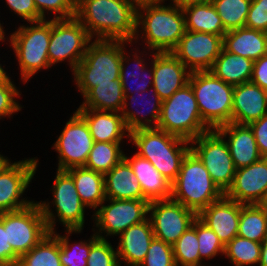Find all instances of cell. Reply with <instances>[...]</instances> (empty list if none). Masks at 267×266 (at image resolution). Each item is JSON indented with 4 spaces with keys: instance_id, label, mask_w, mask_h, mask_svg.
Instances as JSON below:
<instances>
[{
    "instance_id": "6da1fadb",
    "label": "cell",
    "mask_w": 267,
    "mask_h": 266,
    "mask_svg": "<svg viewBox=\"0 0 267 266\" xmlns=\"http://www.w3.org/2000/svg\"><path fill=\"white\" fill-rule=\"evenodd\" d=\"M135 0H80L76 18L90 37L97 40H123L132 44L137 34Z\"/></svg>"
},
{
    "instance_id": "7a4b0ae2",
    "label": "cell",
    "mask_w": 267,
    "mask_h": 266,
    "mask_svg": "<svg viewBox=\"0 0 267 266\" xmlns=\"http://www.w3.org/2000/svg\"><path fill=\"white\" fill-rule=\"evenodd\" d=\"M161 3L143 1L137 5V36L134 39H138V28L142 26V38L145 36L146 45L153 52L156 50V53L172 52L186 31L183 9L174 5L172 7L171 3L168 6Z\"/></svg>"
},
{
    "instance_id": "3957f363",
    "label": "cell",
    "mask_w": 267,
    "mask_h": 266,
    "mask_svg": "<svg viewBox=\"0 0 267 266\" xmlns=\"http://www.w3.org/2000/svg\"><path fill=\"white\" fill-rule=\"evenodd\" d=\"M129 138L139 149L137 154L149 160L171 183L177 178L182 161L191 150L189 141L159 128L137 129L129 133Z\"/></svg>"
},
{
    "instance_id": "277c9868",
    "label": "cell",
    "mask_w": 267,
    "mask_h": 266,
    "mask_svg": "<svg viewBox=\"0 0 267 266\" xmlns=\"http://www.w3.org/2000/svg\"><path fill=\"white\" fill-rule=\"evenodd\" d=\"M125 43L127 41L97 39L89 43L83 59L73 73L83 97L93 87L119 79Z\"/></svg>"
},
{
    "instance_id": "5b68a950",
    "label": "cell",
    "mask_w": 267,
    "mask_h": 266,
    "mask_svg": "<svg viewBox=\"0 0 267 266\" xmlns=\"http://www.w3.org/2000/svg\"><path fill=\"white\" fill-rule=\"evenodd\" d=\"M49 204L33 202L25 208L4 213L7 242L19 256L29 252L46 235L54 232L56 219Z\"/></svg>"
},
{
    "instance_id": "8992f818",
    "label": "cell",
    "mask_w": 267,
    "mask_h": 266,
    "mask_svg": "<svg viewBox=\"0 0 267 266\" xmlns=\"http://www.w3.org/2000/svg\"><path fill=\"white\" fill-rule=\"evenodd\" d=\"M224 193L213 182L198 156L190 150L171 185V198L197 215Z\"/></svg>"
},
{
    "instance_id": "52a82bcc",
    "label": "cell",
    "mask_w": 267,
    "mask_h": 266,
    "mask_svg": "<svg viewBox=\"0 0 267 266\" xmlns=\"http://www.w3.org/2000/svg\"><path fill=\"white\" fill-rule=\"evenodd\" d=\"M188 84L201 119L210 130L232 122L233 85L225 83L211 71L191 72Z\"/></svg>"
},
{
    "instance_id": "ba28073f",
    "label": "cell",
    "mask_w": 267,
    "mask_h": 266,
    "mask_svg": "<svg viewBox=\"0 0 267 266\" xmlns=\"http://www.w3.org/2000/svg\"><path fill=\"white\" fill-rule=\"evenodd\" d=\"M157 128L191 142L210 129L203 123L189 84L162 101Z\"/></svg>"
},
{
    "instance_id": "9c48e42d",
    "label": "cell",
    "mask_w": 267,
    "mask_h": 266,
    "mask_svg": "<svg viewBox=\"0 0 267 266\" xmlns=\"http://www.w3.org/2000/svg\"><path fill=\"white\" fill-rule=\"evenodd\" d=\"M30 24L33 26H20L9 38L24 82H27L40 69L50 68L48 46L51 20L45 19Z\"/></svg>"
},
{
    "instance_id": "30bf717a",
    "label": "cell",
    "mask_w": 267,
    "mask_h": 266,
    "mask_svg": "<svg viewBox=\"0 0 267 266\" xmlns=\"http://www.w3.org/2000/svg\"><path fill=\"white\" fill-rule=\"evenodd\" d=\"M92 38L82 23L76 18L51 19V36L48 57L51 65L67 60L75 71L83 59Z\"/></svg>"
},
{
    "instance_id": "8fae6325",
    "label": "cell",
    "mask_w": 267,
    "mask_h": 266,
    "mask_svg": "<svg viewBox=\"0 0 267 266\" xmlns=\"http://www.w3.org/2000/svg\"><path fill=\"white\" fill-rule=\"evenodd\" d=\"M191 144V150L202 161L213 182L225 193L236 172L225 138L216 130H210L193 139Z\"/></svg>"
},
{
    "instance_id": "7c38bea8",
    "label": "cell",
    "mask_w": 267,
    "mask_h": 266,
    "mask_svg": "<svg viewBox=\"0 0 267 266\" xmlns=\"http://www.w3.org/2000/svg\"><path fill=\"white\" fill-rule=\"evenodd\" d=\"M109 201L106 206L102 202L100 208L94 213L95 225L99 228L95 234L102 239L105 236L100 234L101 231L107 235H120L130 226L139 224L148 217L149 202L144 199H105Z\"/></svg>"
},
{
    "instance_id": "4fadbf2b",
    "label": "cell",
    "mask_w": 267,
    "mask_h": 266,
    "mask_svg": "<svg viewBox=\"0 0 267 266\" xmlns=\"http://www.w3.org/2000/svg\"><path fill=\"white\" fill-rule=\"evenodd\" d=\"M94 140L86 121L74 112L53 148L58 152V170L84 167Z\"/></svg>"
},
{
    "instance_id": "5bb4252c",
    "label": "cell",
    "mask_w": 267,
    "mask_h": 266,
    "mask_svg": "<svg viewBox=\"0 0 267 266\" xmlns=\"http://www.w3.org/2000/svg\"><path fill=\"white\" fill-rule=\"evenodd\" d=\"M222 48V36L186 30L172 53L191 72L210 71Z\"/></svg>"
},
{
    "instance_id": "9a60e30c",
    "label": "cell",
    "mask_w": 267,
    "mask_h": 266,
    "mask_svg": "<svg viewBox=\"0 0 267 266\" xmlns=\"http://www.w3.org/2000/svg\"><path fill=\"white\" fill-rule=\"evenodd\" d=\"M38 159L11 163L6 159L0 165V214L27 207L33 201L19 200L37 169Z\"/></svg>"
},
{
    "instance_id": "2e32d148",
    "label": "cell",
    "mask_w": 267,
    "mask_h": 266,
    "mask_svg": "<svg viewBox=\"0 0 267 266\" xmlns=\"http://www.w3.org/2000/svg\"><path fill=\"white\" fill-rule=\"evenodd\" d=\"M148 213L155 238L173 245L192 225L197 214L170 199L149 202Z\"/></svg>"
},
{
    "instance_id": "e0dca14e",
    "label": "cell",
    "mask_w": 267,
    "mask_h": 266,
    "mask_svg": "<svg viewBox=\"0 0 267 266\" xmlns=\"http://www.w3.org/2000/svg\"><path fill=\"white\" fill-rule=\"evenodd\" d=\"M224 195L241 204H264L267 200V158L236 169L232 185Z\"/></svg>"
},
{
    "instance_id": "ac0fdd59",
    "label": "cell",
    "mask_w": 267,
    "mask_h": 266,
    "mask_svg": "<svg viewBox=\"0 0 267 266\" xmlns=\"http://www.w3.org/2000/svg\"><path fill=\"white\" fill-rule=\"evenodd\" d=\"M57 217L66 230H83L85 205L82 203L72 176L58 170L52 187Z\"/></svg>"
},
{
    "instance_id": "d6986e66",
    "label": "cell",
    "mask_w": 267,
    "mask_h": 266,
    "mask_svg": "<svg viewBox=\"0 0 267 266\" xmlns=\"http://www.w3.org/2000/svg\"><path fill=\"white\" fill-rule=\"evenodd\" d=\"M153 54V92L165 100L189 83L191 71L172 52Z\"/></svg>"
},
{
    "instance_id": "ffe728a7",
    "label": "cell",
    "mask_w": 267,
    "mask_h": 266,
    "mask_svg": "<svg viewBox=\"0 0 267 266\" xmlns=\"http://www.w3.org/2000/svg\"><path fill=\"white\" fill-rule=\"evenodd\" d=\"M241 203L225 195L203 209L197 217L211 228L225 246L238 233Z\"/></svg>"
},
{
    "instance_id": "44dd1931",
    "label": "cell",
    "mask_w": 267,
    "mask_h": 266,
    "mask_svg": "<svg viewBox=\"0 0 267 266\" xmlns=\"http://www.w3.org/2000/svg\"><path fill=\"white\" fill-rule=\"evenodd\" d=\"M266 114V90L251 81L234 86L232 123L249 125Z\"/></svg>"
},
{
    "instance_id": "7402d4cb",
    "label": "cell",
    "mask_w": 267,
    "mask_h": 266,
    "mask_svg": "<svg viewBox=\"0 0 267 266\" xmlns=\"http://www.w3.org/2000/svg\"><path fill=\"white\" fill-rule=\"evenodd\" d=\"M227 142L236 169L247 167L262 158L249 125L228 123L216 129Z\"/></svg>"
},
{
    "instance_id": "603a6c76",
    "label": "cell",
    "mask_w": 267,
    "mask_h": 266,
    "mask_svg": "<svg viewBox=\"0 0 267 266\" xmlns=\"http://www.w3.org/2000/svg\"><path fill=\"white\" fill-rule=\"evenodd\" d=\"M154 237L149 218L123 231L117 246L119 263L123 260L129 266H140Z\"/></svg>"
},
{
    "instance_id": "cb8c5ba5",
    "label": "cell",
    "mask_w": 267,
    "mask_h": 266,
    "mask_svg": "<svg viewBox=\"0 0 267 266\" xmlns=\"http://www.w3.org/2000/svg\"><path fill=\"white\" fill-rule=\"evenodd\" d=\"M76 112L86 121L94 142H121L126 132L121 113L95 109H77Z\"/></svg>"
},
{
    "instance_id": "d4e9b609",
    "label": "cell",
    "mask_w": 267,
    "mask_h": 266,
    "mask_svg": "<svg viewBox=\"0 0 267 266\" xmlns=\"http://www.w3.org/2000/svg\"><path fill=\"white\" fill-rule=\"evenodd\" d=\"M124 159L129 163L132 171L138 178L144 200L152 202L171 198L172 183L149 160L141 157L137 153L132 158L124 154Z\"/></svg>"
},
{
    "instance_id": "484cf974",
    "label": "cell",
    "mask_w": 267,
    "mask_h": 266,
    "mask_svg": "<svg viewBox=\"0 0 267 266\" xmlns=\"http://www.w3.org/2000/svg\"><path fill=\"white\" fill-rule=\"evenodd\" d=\"M223 48L256 61L267 54V33L247 27L227 31L223 36Z\"/></svg>"
},
{
    "instance_id": "4316f807",
    "label": "cell",
    "mask_w": 267,
    "mask_h": 266,
    "mask_svg": "<svg viewBox=\"0 0 267 266\" xmlns=\"http://www.w3.org/2000/svg\"><path fill=\"white\" fill-rule=\"evenodd\" d=\"M104 184L106 199H144L138 178L124 158L104 174Z\"/></svg>"
},
{
    "instance_id": "83f0119b",
    "label": "cell",
    "mask_w": 267,
    "mask_h": 266,
    "mask_svg": "<svg viewBox=\"0 0 267 266\" xmlns=\"http://www.w3.org/2000/svg\"><path fill=\"white\" fill-rule=\"evenodd\" d=\"M253 66V60L222 48L210 71L225 83L235 86L251 80Z\"/></svg>"
},
{
    "instance_id": "f1b7e54d",
    "label": "cell",
    "mask_w": 267,
    "mask_h": 266,
    "mask_svg": "<svg viewBox=\"0 0 267 266\" xmlns=\"http://www.w3.org/2000/svg\"><path fill=\"white\" fill-rule=\"evenodd\" d=\"M66 171L72 176L79 197L86 207L97 209L105 202L104 174L85 167H73Z\"/></svg>"
},
{
    "instance_id": "f546056e",
    "label": "cell",
    "mask_w": 267,
    "mask_h": 266,
    "mask_svg": "<svg viewBox=\"0 0 267 266\" xmlns=\"http://www.w3.org/2000/svg\"><path fill=\"white\" fill-rule=\"evenodd\" d=\"M183 12L185 15L186 30L188 31L211 33L222 37L227 32L210 0L204 3L186 6L183 8Z\"/></svg>"
},
{
    "instance_id": "4dcf8cb0",
    "label": "cell",
    "mask_w": 267,
    "mask_h": 266,
    "mask_svg": "<svg viewBox=\"0 0 267 266\" xmlns=\"http://www.w3.org/2000/svg\"><path fill=\"white\" fill-rule=\"evenodd\" d=\"M124 91L120 79L113 83L99 84L93 87L83 98L77 109H95L109 112H121L124 104Z\"/></svg>"
},
{
    "instance_id": "1f68e13d",
    "label": "cell",
    "mask_w": 267,
    "mask_h": 266,
    "mask_svg": "<svg viewBox=\"0 0 267 266\" xmlns=\"http://www.w3.org/2000/svg\"><path fill=\"white\" fill-rule=\"evenodd\" d=\"M237 236L262 243L267 236V207L241 204Z\"/></svg>"
},
{
    "instance_id": "d6a6232c",
    "label": "cell",
    "mask_w": 267,
    "mask_h": 266,
    "mask_svg": "<svg viewBox=\"0 0 267 266\" xmlns=\"http://www.w3.org/2000/svg\"><path fill=\"white\" fill-rule=\"evenodd\" d=\"M55 233L50 232L29 252L20 256L16 266H62L60 240Z\"/></svg>"
},
{
    "instance_id": "836d02e7",
    "label": "cell",
    "mask_w": 267,
    "mask_h": 266,
    "mask_svg": "<svg viewBox=\"0 0 267 266\" xmlns=\"http://www.w3.org/2000/svg\"><path fill=\"white\" fill-rule=\"evenodd\" d=\"M138 93L140 94V92H137V94ZM134 94L136 95V92H134ZM152 95L154 98V102H152L153 98H151V101H150L151 103H149V104L151 105L152 108L146 114L145 113L142 114V111L139 112V110L137 112H134V111L131 112L128 108V105H129L127 103L128 98H130L129 100L132 101V104L135 102L138 103V100L135 96H133V94L125 95L124 104H123V107H122V110L120 113L123 116V119L125 121L127 130L129 131V133L134 131V130H137V129L157 128L163 100L158 96V94L155 91H154V93H152ZM140 96H139V98H140ZM141 99H144V98H141ZM132 104L130 103V105H132ZM149 104H148V106H149ZM131 107L133 108V106H131ZM126 108H128V109H126ZM143 115H150L151 119H149L148 117L146 118V116L144 117Z\"/></svg>"
},
{
    "instance_id": "e575fe53",
    "label": "cell",
    "mask_w": 267,
    "mask_h": 266,
    "mask_svg": "<svg viewBox=\"0 0 267 266\" xmlns=\"http://www.w3.org/2000/svg\"><path fill=\"white\" fill-rule=\"evenodd\" d=\"M121 142H94L89 152L85 168L106 174L124 158Z\"/></svg>"
},
{
    "instance_id": "d590c367",
    "label": "cell",
    "mask_w": 267,
    "mask_h": 266,
    "mask_svg": "<svg viewBox=\"0 0 267 266\" xmlns=\"http://www.w3.org/2000/svg\"><path fill=\"white\" fill-rule=\"evenodd\" d=\"M176 266H204L199 255L196 219L192 225L172 245Z\"/></svg>"
},
{
    "instance_id": "8d00e7d4",
    "label": "cell",
    "mask_w": 267,
    "mask_h": 266,
    "mask_svg": "<svg viewBox=\"0 0 267 266\" xmlns=\"http://www.w3.org/2000/svg\"><path fill=\"white\" fill-rule=\"evenodd\" d=\"M226 31L245 27L252 0H210Z\"/></svg>"
},
{
    "instance_id": "74e56055",
    "label": "cell",
    "mask_w": 267,
    "mask_h": 266,
    "mask_svg": "<svg viewBox=\"0 0 267 266\" xmlns=\"http://www.w3.org/2000/svg\"><path fill=\"white\" fill-rule=\"evenodd\" d=\"M224 254L235 266L258 264L261 243L235 236L224 246Z\"/></svg>"
},
{
    "instance_id": "f35d334b",
    "label": "cell",
    "mask_w": 267,
    "mask_h": 266,
    "mask_svg": "<svg viewBox=\"0 0 267 266\" xmlns=\"http://www.w3.org/2000/svg\"><path fill=\"white\" fill-rule=\"evenodd\" d=\"M66 235L55 234L60 240V261L62 266H87V258L91 248V239L89 242L69 244V235L73 232L80 233L81 230H67Z\"/></svg>"
},
{
    "instance_id": "ab89813d",
    "label": "cell",
    "mask_w": 267,
    "mask_h": 266,
    "mask_svg": "<svg viewBox=\"0 0 267 266\" xmlns=\"http://www.w3.org/2000/svg\"><path fill=\"white\" fill-rule=\"evenodd\" d=\"M87 266H121V263L111 243L93 234Z\"/></svg>"
},
{
    "instance_id": "60d3db41",
    "label": "cell",
    "mask_w": 267,
    "mask_h": 266,
    "mask_svg": "<svg viewBox=\"0 0 267 266\" xmlns=\"http://www.w3.org/2000/svg\"><path fill=\"white\" fill-rule=\"evenodd\" d=\"M196 232L201 260L203 258L212 259L218 253H222L224 255V245L219 240L218 236L198 217L196 218Z\"/></svg>"
},
{
    "instance_id": "b9f144b4",
    "label": "cell",
    "mask_w": 267,
    "mask_h": 266,
    "mask_svg": "<svg viewBox=\"0 0 267 266\" xmlns=\"http://www.w3.org/2000/svg\"><path fill=\"white\" fill-rule=\"evenodd\" d=\"M125 51H123V53H122V60H121V69H120V76H119V79H120V81H121V84H122V87H123V91H124V95H129V93H130V91L132 90L131 89V86L130 87H128V80H130L129 78L130 77H132V78H136V79H139V78H142V79H146V78H148V77H146L147 76V74L148 73H146L145 72V74H143V77H139V75H136L135 73H132V72H130V70H127V69H125L126 67V65H125V63L124 62H128V61H130V59H128V58H130V56L129 57H127L126 55H125V53H124ZM134 57H135V69L136 70H139L140 72L142 71H146V68H145V66H144V64L143 63H145L144 62V60L143 59H141V57L140 56H138V55H136V53H134ZM139 57V58H138ZM133 69H134V66H133ZM126 70H127V72H126ZM137 72V71H136ZM148 72H150L149 73V75L148 76H151L150 77V79L151 80H148V79H146V80H148V81H146L145 79V81H141V83H139L140 85L138 86V87H136V89H134L135 90V92H140L141 94H143V92H145V91H149L147 88H149L148 86L149 85H151V88H152V85H153V76H154V73H153V65H152V68H151V70L150 71H148ZM137 74H138V72H137ZM140 74V73H139ZM142 76V75H141ZM130 82H134L133 80H131ZM138 83V82H137ZM149 84V85H148ZM133 90V91H134ZM133 91L131 92L132 94H133Z\"/></svg>"
},
{
    "instance_id": "7bdbcfd3",
    "label": "cell",
    "mask_w": 267,
    "mask_h": 266,
    "mask_svg": "<svg viewBox=\"0 0 267 266\" xmlns=\"http://www.w3.org/2000/svg\"><path fill=\"white\" fill-rule=\"evenodd\" d=\"M140 266H176L172 245L154 237Z\"/></svg>"
},
{
    "instance_id": "ee69618b",
    "label": "cell",
    "mask_w": 267,
    "mask_h": 266,
    "mask_svg": "<svg viewBox=\"0 0 267 266\" xmlns=\"http://www.w3.org/2000/svg\"><path fill=\"white\" fill-rule=\"evenodd\" d=\"M34 3L44 20L45 11L54 12V19H69L76 16V4L73 0H34Z\"/></svg>"
},
{
    "instance_id": "f6af8a7d",
    "label": "cell",
    "mask_w": 267,
    "mask_h": 266,
    "mask_svg": "<svg viewBox=\"0 0 267 266\" xmlns=\"http://www.w3.org/2000/svg\"><path fill=\"white\" fill-rule=\"evenodd\" d=\"M19 95L21 94L12 83L9 75L5 80L0 81V119L20 111L21 107L15 101V96L19 97Z\"/></svg>"
},
{
    "instance_id": "bcb514c9",
    "label": "cell",
    "mask_w": 267,
    "mask_h": 266,
    "mask_svg": "<svg viewBox=\"0 0 267 266\" xmlns=\"http://www.w3.org/2000/svg\"><path fill=\"white\" fill-rule=\"evenodd\" d=\"M245 27L267 33V0H252Z\"/></svg>"
},
{
    "instance_id": "7dc6e473",
    "label": "cell",
    "mask_w": 267,
    "mask_h": 266,
    "mask_svg": "<svg viewBox=\"0 0 267 266\" xmlns=\"http://www.w3.org/2000/svg\"><path fill=\"white\" fill-rule=\"evenodd\" d=\"M9 8L29 23L44 20L37 11L34 0H6Z\"/></svg>"
},
{
    "instance_id": "c3c4849f",
    "label": "cell",
    "mask_w": 267,
    "mask_h": 266,
    "mask_svg": "<svg viewBox=\"0 0 267 266\" xmlns=\"http://www.w3.org/2000/svg\"><path fill=\"white\" fill-rule=\"evenodd\" d=\"M19 255L7 242V230L4 229V213L0 214V266H16Z\"/></svg>"
},
{
    "instance_id": "681fc988",
    "label": "cell",
    "mask_w": 267,
    "mask_h": 266,
    "mask_svg": "<svg viewBox=\"0 0 267 266\" xmlns=\"http://www.w3.org/2000/svg\"><path fill=\"white\" fill-rule=\"evenodd\" d=\"M262 157L267 158V114L249 124Z\"/></svg>"
},
{
    "instance_id": "f907efd6",
    "label": "cell",
    "mask_w": 267,
    "mask_h": 266,
    "mask_svg": "<svg viewBox=\"0 0 267 266\" xmlns=\"http://www.w3.org/2000/svg\"><path fill=\"white\" fill-rule=\"evenodd\" d=\"M250 81L267 91V54L254 61Z\"/></svg>"
},
{
    "instance_id": "816d5d0a",
    "label": "cell",
    "mask_w": 267,
    "mask_h": 266,
    "mask_svg": "<svg viewBox=\"0 0 267 266\" xmlns=\"http://www.w3.org/2000/svg\"><path fill=\"white\" fill-rule=\"evenodd\" d=\"M165 0H163V3H164ZM173 1L172 5L178 7V8H181L183 9L184 7L186 6H189V5H193V4H200V3H204V2H207L209 0H171Z\"/></svg>"
},
{
    "instance_id": "f5cc1de1",
    "label": "cell",
    "mask_w": 267,
    "mask_h": 266,
    "mask_svg": "<svg viewBox=\"0 0 267 266\" xmlns=\"http://www.w3.org/2000/svg\"><path fill=\"white\" fill-rule=\"evenodd\" d=\"M258 264L260 266H267V236L261 243V254Z\"/></svg>"
},
{
    "instance_id": "db71d44e",
    "label": "cell",
    "mask_w": 267,
    "mask_h": 266,
    "mask_svg": "<svg viewBox=\"0 0 267 266\" xmlns=\"http://www.w3.org/2000/svg\"><path fill=\"white\" fill-rule=\"evenodd\" d=\"M7 74L5 72V70L2 68L1 64H0V81H3L7 78Z\"/></svg>"
},
{
    "instance_id": "11a10c76",
    "label": "cell",
    "mask_w": 267,
    "mask_h": 266,
    "mask_svg": "<svg viewBox=\"0 0 267 266\" xmlns=\"http://www.w3.org/2000/svg\"><path fill=\"white\" fill-rule=\"evenodd\" d=\"M4 34L5 32L3 31V26H1V23H0V41H3L5 39Z\"/></svg>"
},
{
    "instance_id": "9f6ffc18",
    "label": "cell",
    "mask_w": 267,
    "mask_h": 266,
    "mask_svg": "<svg viewBox=\"0 0 267 266\" xmlns=\"http://www.w3.org/2000/svg\"><path fill=\"white\" fill-rule=\"evenodd\" d=\"M137 3H140V2H143V1H162L163 2V0H135Z\"/></svg>"
},
{
    "instance_id": "6f0895ef",
    "label": "cell",
    "mask_w": 267,
    "mask_h": 266,
    "mask_svg": "<svg viewBox=\"0 0 267 266\" xmlns=\"http://www.w3.org/2000/svg\"><path fill=\"white\" fill-rule=\"evenodd\" d=\"M7 158L3 157L1 154H0V165L6 160Z\"/></svg>"
},
{
    "instance_id": "680465c9",
    "label": "cell",
    "mask_w": 267,
    "mask_h": 266,
    "mask_svg": "<svg viewBox=\"0 0 267 266\" xmlns=\"http://www.w3.org/2000/svg\"><path fill=\"white\" fill-rule=\"evenodd\" d=\"M75 4H77L80 0H73Z\"/></svg>"
}]
</instances>
